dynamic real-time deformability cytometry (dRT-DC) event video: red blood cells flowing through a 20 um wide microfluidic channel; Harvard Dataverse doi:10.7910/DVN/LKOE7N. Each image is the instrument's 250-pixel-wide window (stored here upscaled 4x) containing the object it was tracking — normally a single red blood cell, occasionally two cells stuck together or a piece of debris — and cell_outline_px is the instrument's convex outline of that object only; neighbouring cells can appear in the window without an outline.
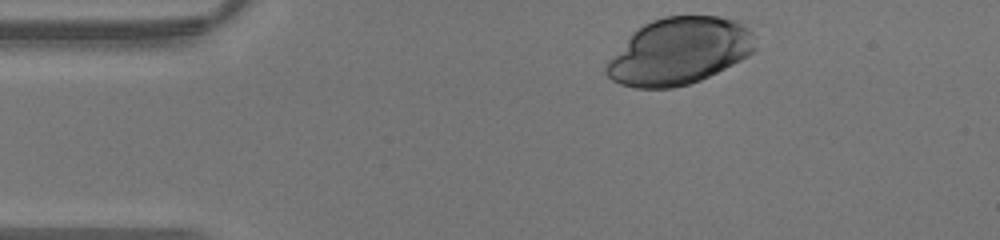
{"species": "human", "species_latin": "Homo sapiens", "temperature_condition": "warm", "stored_images_in_passage": 20, "camera_frame_rate_fps": 3000, "um_per_image_px": 0.085, "donor": {"sex": "male"}, "frame": {"image": 1, "passage_image": 1, "time_ms": 0.0, "image_size_px": [1000, 240], "cell_outline_px": [[756, 48], [748, 56], [700, 80], [688, 84], [672, 88], [636, 88], [620, 84], [612, 80], [604, 72], [604, 68], [608, 60], [632, 32], [644, 24], [652, 20], [664, 16], [720, 16], [732, 20], [748, 28], [756, 36]], "centroid_in_image_um": [57.71, 4.35], "position_along_channel_um": 27.3, "area_um2": 57.86}}